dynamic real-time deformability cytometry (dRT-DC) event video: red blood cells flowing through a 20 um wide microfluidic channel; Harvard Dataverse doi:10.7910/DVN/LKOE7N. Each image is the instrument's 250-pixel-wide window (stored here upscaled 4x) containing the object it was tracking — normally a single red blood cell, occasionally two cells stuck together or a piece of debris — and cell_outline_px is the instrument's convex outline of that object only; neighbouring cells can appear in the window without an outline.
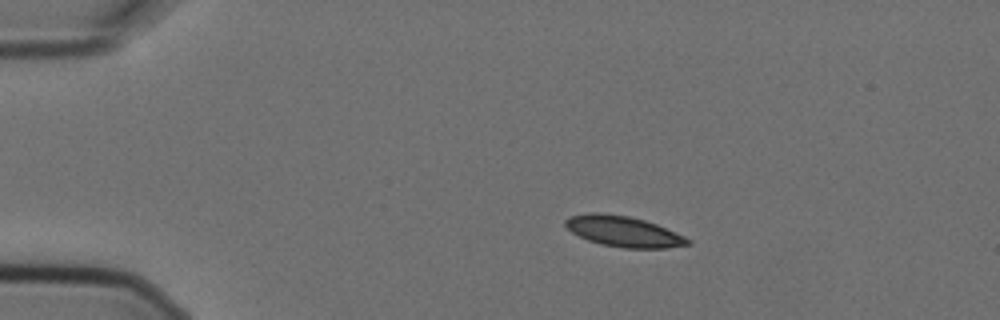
{"species": "Egyptian fruit bat (a non-hibernating species)", "species_latin": "Rousettus aegyptiacus", "temperature_condition": "cold", "stored_images_in_passage": 8, "camera_frame_rate_fps": 3000, "um_per_image_px": 0.085, "animal": {"sex": "female"}, "frame": {"image": 1, "passage_image": 3, "time_ms": 0.667, "image_size_px": [1000, 320], "cell_outline_px": [[692, 244], [668, 248], [624, 248], [600, 244], [588, 240], [572, 232], [564, 224], [564, 220], [572, 216], [588, 212], [600, 212], [628, 216], [644, 220], [656, 224], [684, 236], [692, 240]], "centroid_in_image_um": [53.01, 19.67], "position_along_channel_um": 32.0, "area_um2": 21.85}}
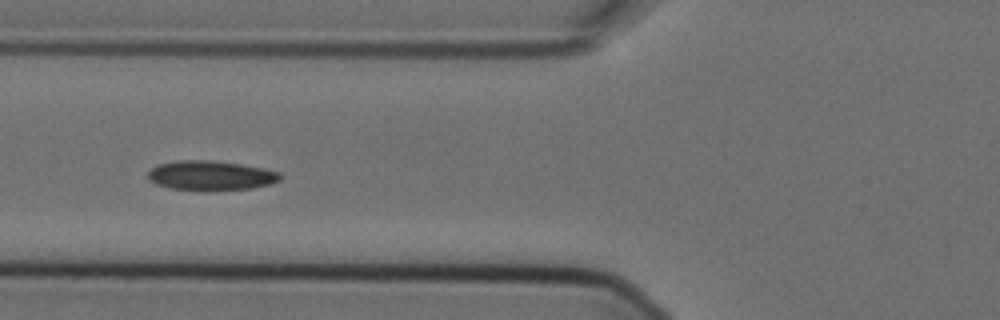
{"frame": {"image": 2, "passage_image": 6, "time_ms": 1.667, "image_size_px": [1000, 320], "cell_outline_px": [[280, 180], [268, 184], [252, 188], [208, 192], [204, 192], [172, 188], [156, 184], [148, 180], [148, 172], [152, 168], [160, 164], [180, 160], [212, 160], [240, 164], [264, 168], [280, 172]], "centroid_in_image_um": [17.91, 14.94], "position_along_channel_um": 107.9, "area_um2": 23.06}}
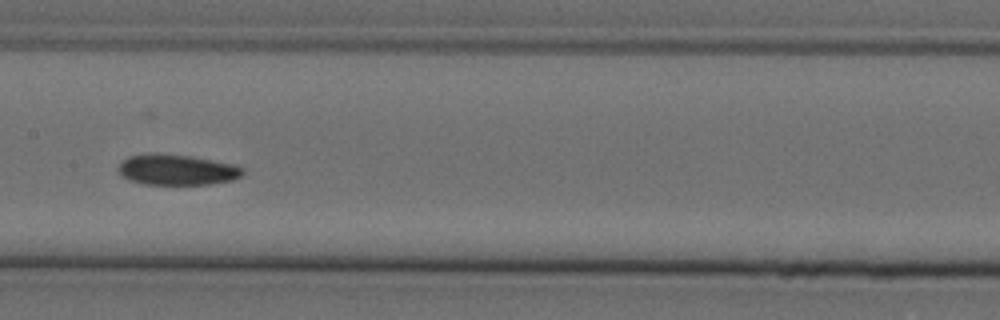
{"frame": {"image": 3, "passage_image": 8, "time_ms": 2.333, "image_size_px": [1000, 320], "cell_outline_px": [[244, 172], [240, 176], [232, 180], [208, 184], [144, 184], [128, 180], [120, 176], [116, 168], [128, 156], [148, 152], [156, 152], [188, 156], [236, 164], [244, 168]], "centroid_in_image_um": [14.98, 14.41], "position_along_channel_um": 192.4, "area_um2": 22.48}}